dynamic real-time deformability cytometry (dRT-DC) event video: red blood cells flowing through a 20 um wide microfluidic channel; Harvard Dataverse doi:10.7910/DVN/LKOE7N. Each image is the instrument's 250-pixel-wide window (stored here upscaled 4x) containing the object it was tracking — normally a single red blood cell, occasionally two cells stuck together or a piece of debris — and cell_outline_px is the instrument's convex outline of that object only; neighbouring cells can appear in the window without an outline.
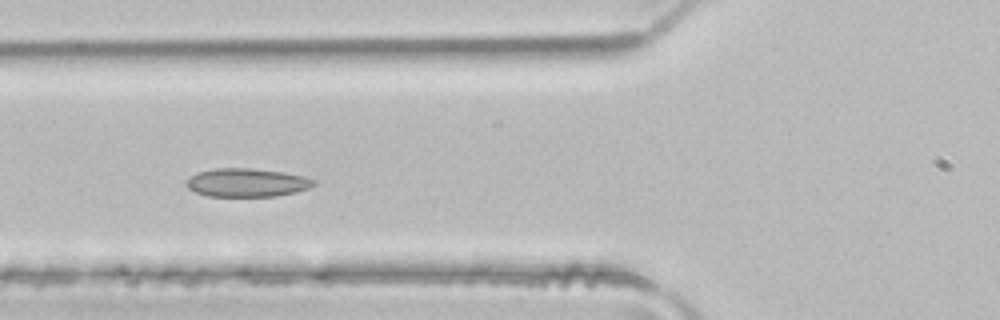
{"species": "common noctule bat (a hibernating species)", "species_latin": "Nyctalus noctula", "temperature_condition": "room temperature", "stored_images_in_passage": 7, "camera_frame_rate_fps": 3000, "um_per_image_px": 0.085, "animal": {"sex": "male", "body_mass_g": 21.5, "forearm_length_mm": 52.0}, "frame": {"image": 1, "passage_image": 6, "time_ms": 1.667, "image_size_px": [1000, 320], "cell_outline_px": [[316, 184], [312, 188], [296, 192], [276, 196], [208, 196], [196, 192], [188, 188], [188, 180], [192, 176], [200, 172], [216, 168], [248, 168], [284, 172], [304, 176], [316, 180]], "centroid_in_image_um": [21.07, 15.52], "position_along_channel_um": 104.7, "area_um2": 20.98}}
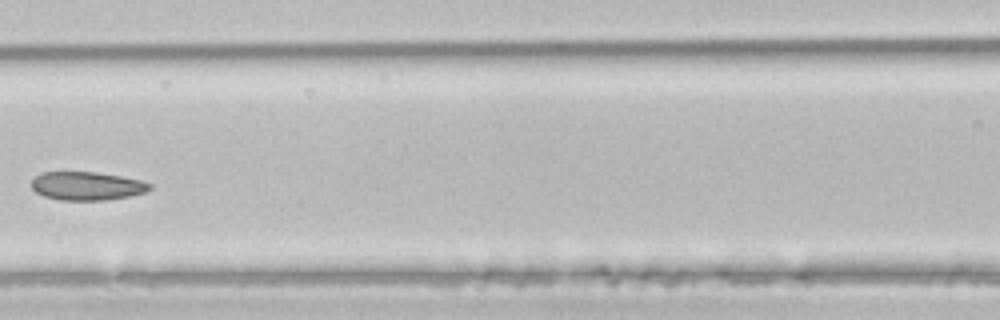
{"frame": {"image": 2, "passage_image": 7, "time_ms": 2.0, "image_size_px": [1000, 320], "cell_outline_px": [[152, 188], [148, 192], [128, 196], [104, 200], [60, 200], [44, 196], [36, 192], [32, 188], [32, 180], [36, 176], [44, 172], [96, 172], [120, 176], [140, 180], [152, 184]], "centroid_in_image_um": [7.41, 15.81], "position_along_channel_um": 159.2, "area_um2": 19.54}}